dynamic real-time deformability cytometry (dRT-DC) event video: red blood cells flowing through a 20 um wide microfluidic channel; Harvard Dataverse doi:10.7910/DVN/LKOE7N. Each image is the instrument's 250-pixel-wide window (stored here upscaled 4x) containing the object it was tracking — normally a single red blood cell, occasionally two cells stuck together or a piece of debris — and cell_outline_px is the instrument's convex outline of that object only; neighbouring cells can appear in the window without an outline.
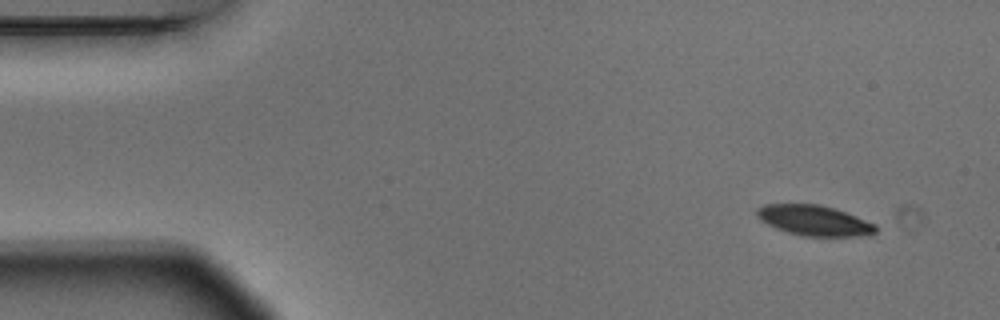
{"species": "Egyptian fruit bat (a non-hibernating species)", "species_latin": "Rousettus aegyptiacus", "temperature_condition": "warm", "stored_images_in_passage": 3, "camera_frame_rate_fps": 3000, "um_per_image_px": 0.085, "animal": {"sex": "male"}, "frame": {"image": 1, "passage_image": 1, "time_ms": 0.0, "image_size_px": [1000, 320], "cell_outline_px": [[876, 232], [868, 236], [804, 236], [788, 232], [776, 228], [760, 220], [756, 216], [756, 208], [764, 204], [820, 204], [856, 216], [876, 224]], "centroid_in_image_um": [69.2, 18.74], "position_along_channel_um": 15.8, "area_um2": 20.98}}
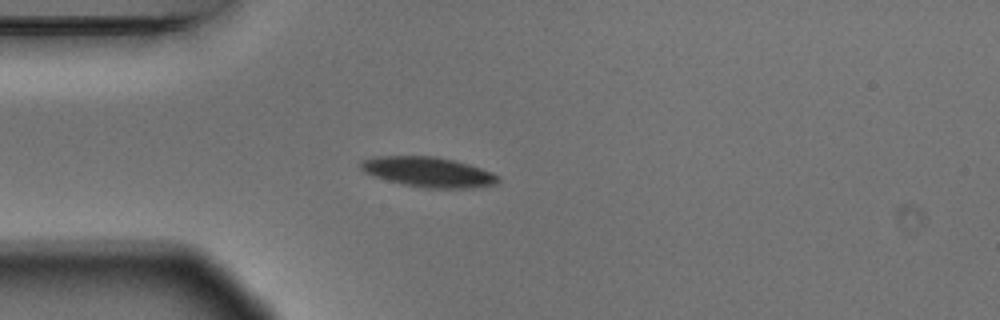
{"frame": {"image": 2, "passage_image": 3, "time_ms": 0.667, "image_size_px": [1000, 320], "cell_outline_px": [[500, 180], [496, 184], [476, 188], [424, 188], [404, 184], [372, 176], [364, 172], [360, 168], [360, 160], [376, 156], [432, 156], [456, 160], [492, 172], [500, 176]], "centroid_in_image_um": [36.41, 14.62], "position_along_channel_um": 48.6, "area_um2": 24.22}}